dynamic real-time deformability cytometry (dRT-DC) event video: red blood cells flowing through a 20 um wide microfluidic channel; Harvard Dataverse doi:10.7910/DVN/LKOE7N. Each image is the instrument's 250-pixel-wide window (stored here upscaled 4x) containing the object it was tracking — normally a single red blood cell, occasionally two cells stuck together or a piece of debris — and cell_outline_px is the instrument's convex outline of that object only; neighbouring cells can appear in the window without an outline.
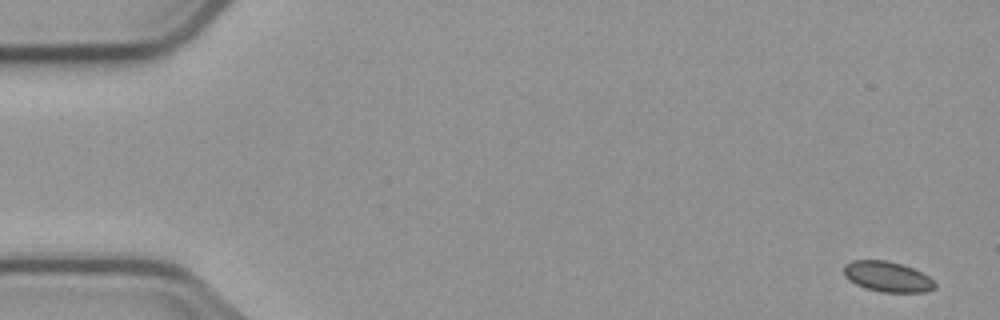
{"species": "common noctule bat (a hibernating species)", "species_latin": "Nyctalus noctula", "temperature_condition": "cold", "stored_images_in_passage": 5, "camera_frame_rate_fps": 3000, "um_per_image_px": 0.085, "animal": {"sex": "male", "body_mass_g": 23.1, "forearm_length_mm": 52.7}, "frame": {"image": 1, "passage_image": 1, "time_ms": 0.0, "image_size_px": [1000, 320], "cell_outline_px": [[936, 288], [928, 292], [880, 292], [864, 288], [848, 280], [844, 276], [844, 264], [852, 260], [888, 260], [912, 268], [928, 276], [936, 284]], "centroid_in_image_um": [75.41, 23.52], "position_along_channel_um": 9.6, "area_um2": 16.24}}